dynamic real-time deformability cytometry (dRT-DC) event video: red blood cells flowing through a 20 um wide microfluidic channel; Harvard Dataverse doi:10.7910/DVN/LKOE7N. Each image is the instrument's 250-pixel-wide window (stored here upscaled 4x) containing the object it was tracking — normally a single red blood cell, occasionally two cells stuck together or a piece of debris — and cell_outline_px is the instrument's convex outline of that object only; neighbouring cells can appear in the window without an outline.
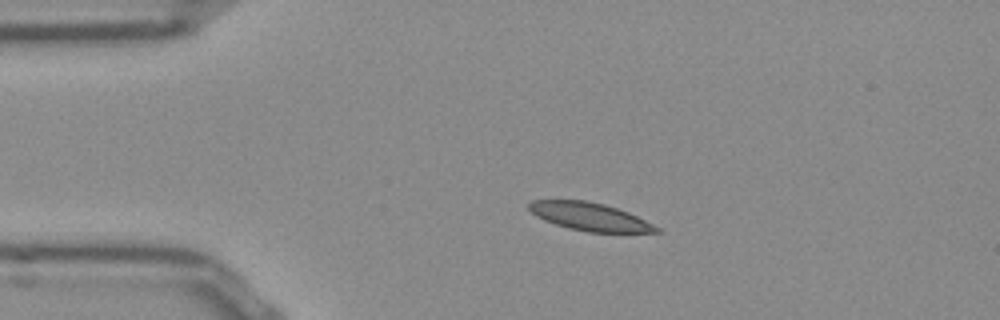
{"species": "Egyptian fruit bat (a non-hibernating species)", "species_latin": "Rousettus aegyptiacus", "temperature_condition": "room temperature", "stored_images_in_passage": 43, "camera_frame_rate_fps": 3000, "um_per_image_px": 0.085, "frame": {"image": 1, "passage_image": 1, "time_ms": 0.0, "image_size_px": [1000, 320], "cell_outline_px": [[660, 232], [588, 232], [568, 228], [544, 220], [536, 216], [528, 208], [528, 204], [532, 200], [584, 200], [604, 204], [628, 212], [660, 228]], "centroid_in_image_um": [50.1, 18.41], "position_along_channel_um": 34.9, "area_um2": 20.52}}
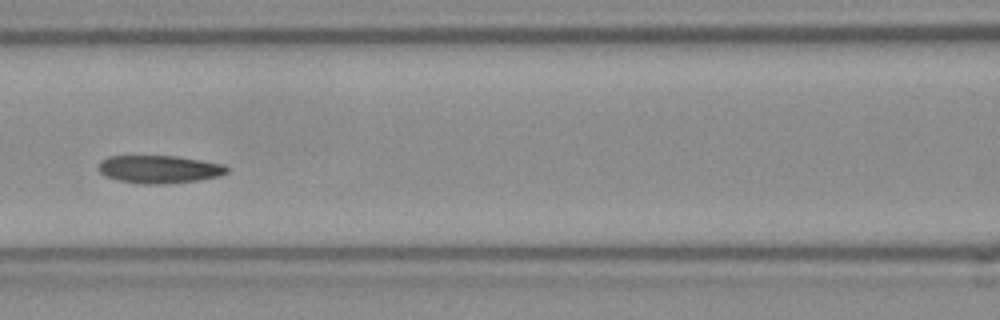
{"frame": {"image": 2, "passage_image": 13, "time_ms": 4.0, "image_size_px": [1000, 320], "cell_outline_px": [[228, 172], [220, 176], [196, 180], [164, 184], [140, 184], [116, 180], [104, 176], [100, 172], [100, 160], [108, 156], [176, 156], [224, 164], [228, 168]], "centroid_in_image_um": [13.52, 14.39], "position_along_channel_um": 153.1, "area_um2": 20.87}}
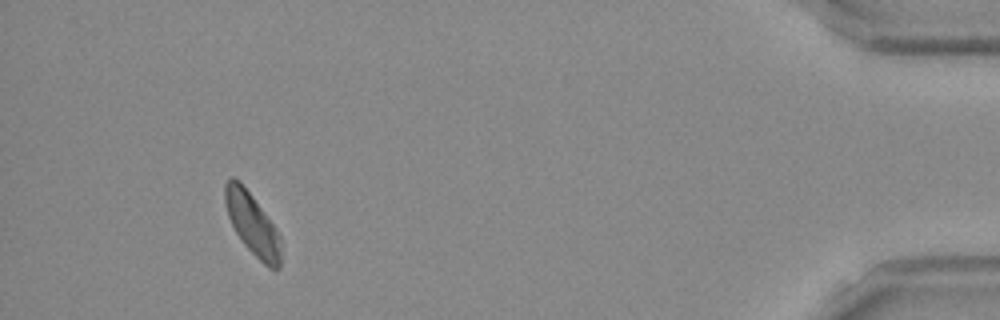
{"frame": {"image": 3, "passage_image": 39, "time_ms": 12.667, "image_size_px": [1000, 320], "cell_outline_px": [[280, 268], [268, 268], [244, 244], [236, 232], [228, 216], [224, 204], [224, 184], [228, 176], [232, 176], [240, 180], [276, 228], [280, 236]], "centroid_in_image_um": [21.41, 18.98], "position_along_channel_um": 413.8, "area_um2": 20.06}, "authors_computed_cell_mechanics": {"area_um2": 20.8658, "velocity_mm_per_s": 3.8169, "shape_relaxation_time_tau1_ms": null, "shape_relaxation_time_tau2_ms": 3.2096, "deformation_change_tau1": null, "deformation_change_tau2": 0.0893}}